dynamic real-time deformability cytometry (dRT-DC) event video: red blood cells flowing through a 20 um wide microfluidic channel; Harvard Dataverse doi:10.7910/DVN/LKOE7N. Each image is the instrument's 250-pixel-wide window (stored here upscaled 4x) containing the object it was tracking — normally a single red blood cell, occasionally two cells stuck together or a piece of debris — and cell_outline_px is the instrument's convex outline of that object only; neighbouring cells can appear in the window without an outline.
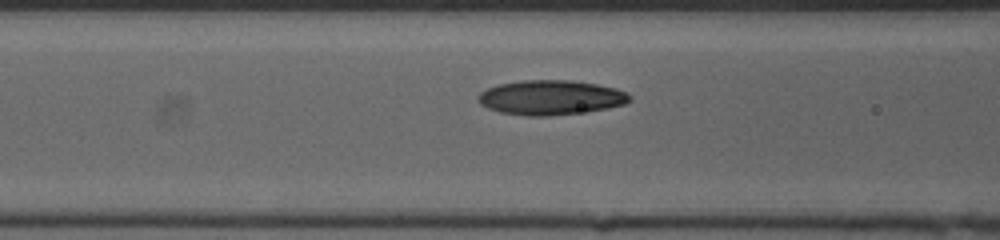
{"species": "human", "species_latin": "Homo sapiens", "temperature_condition": "cold", "stored_images_in_passage": 13, "camera_frame_rate_fps": 3000, "um_per_image_px": 0.085, "donor": {"sex": "female"}, "frame": {"image": 1, "passage_image": 11, "time_ms": 3.333, "image_size_px": [1000, 240], "cell_outline_px": [[632, 100], [624, 104], [608, 108], [584, 112], [548, 116], [524, 116], [500, 112], [488, 108], [480, 104], [476, 100], [476, 96], [480, 92], [488, 88], [500, 84], [524, 80], [568, 80], [596, 84], [616, 88], [628, 92], [632, 96]], "centroid_in_image_um": [46.82, 8.3], "position_along_channel_um": 119.8, "area_um2": 30.81}}